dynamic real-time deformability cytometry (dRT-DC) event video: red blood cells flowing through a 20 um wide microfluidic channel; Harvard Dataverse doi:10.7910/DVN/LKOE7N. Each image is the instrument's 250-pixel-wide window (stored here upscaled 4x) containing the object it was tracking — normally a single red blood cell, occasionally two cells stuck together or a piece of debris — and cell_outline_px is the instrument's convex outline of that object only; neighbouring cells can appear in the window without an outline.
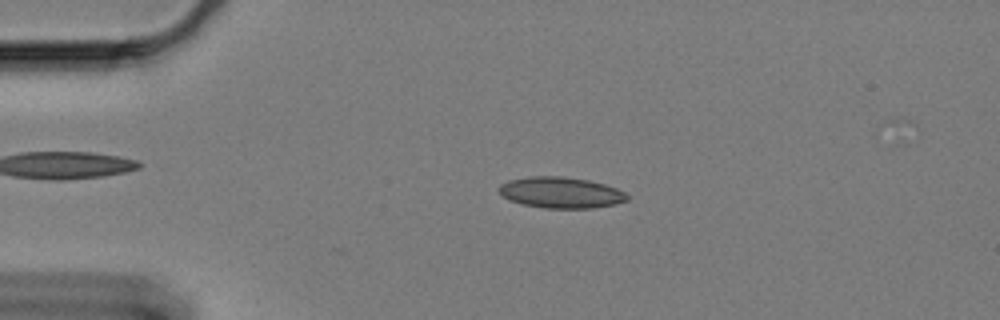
{"species": "Egyptian fruit bat (a non-hibernating species)", "species_latin": "Rousettus aegyptiacus", "temperature_condition": "cold", "stored_images_in_passage": 61, "camera_frame_rate_fps": 3000, "um_per_image_px": 0.085, "animal": {"sex": "female"}, "frame": {"image": 1, "passage_image": 14, "time_ms": 4.333, "image_size_px": [1000, 320], "cell_outline_px": [[628, 200], [612, 204], [584, 208], [548, 208], [524, 204], [512, 200], [504, 196], [500, 192], [500, 188], [504, 184], [512, 180], [536, 176], [556, 176], [584, 180], [604, 184], [616, 188], [624, 192], [628, 196]], "centroid_in_image_um": [47.72, 16.37], "position_along_channel_um": 37.3, "area_um2": 22.2}}
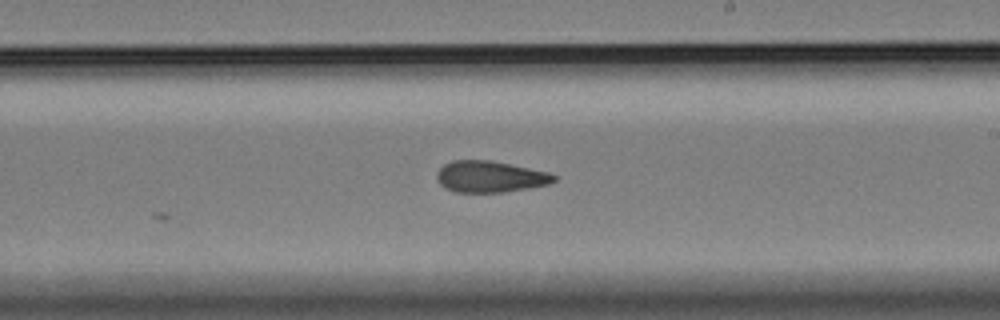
{"frame": {"image": 2, "passage_image": 36, "time_ms": 11.667, "image_size_px": [1000, 320], "cell_outline_px": [[556, 180], [548, 184], [500, 192], [456, 192], [440, 184], [440, 168], [444, 164], [456, 160], [488, 160], [508, 164], [544, 172], [556, 176]], "centroid_in_image_um": [41.65, 15.01], "position_along_channel_um": 247.4, "area_um2": 20.46}}
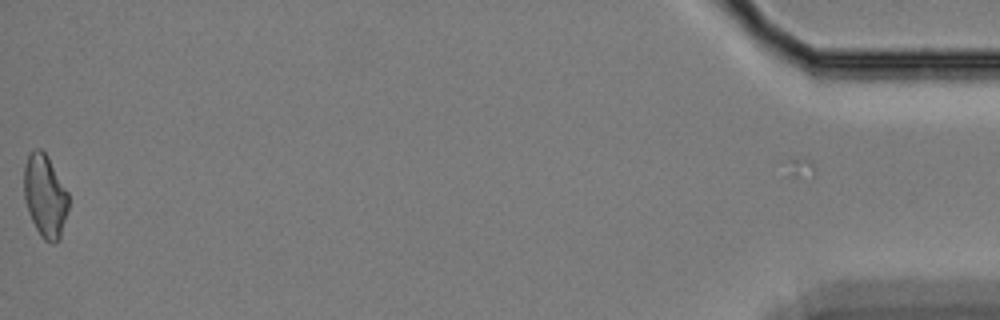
{"frame": {"image": 3, "passage_image": 61, "time_ms": 20.0, "image_size_px": [1000, 320], "cell_outline_px": [[68, 208], [60, 236], [56, 240], [44, 240], [40, 236], [32, 220], [24, 196], [24, 168], [28, 156], [36, 148], [40, 148], [44, 152], [68, 192]], "centroid_in_image_um": [3.82, 16.63], "position_along_channel_um": 431.4, "area_um2": 20.69}, "authors_computed_cell_mechanics": {"area_um2": 20.6924, "velocity_mm_per_s": 3.316, "shape_relaxation_time_tau1_ms": null, "shape_relaxation_time_tau2_ms": 4.518, "deformation_change_tau1": null, "deformation_change_tau2": 0.107}}